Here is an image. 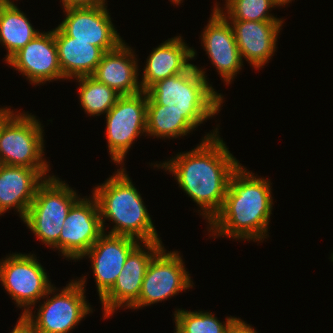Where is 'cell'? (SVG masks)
I'll use <instances>...</instances> for the list:
<instances>
[{
    "instance_id": "6da1fadb",
    "label": "cell",
    "mask_w": 333,
    "mask_h": 333,
    "mask_svg": "<svg viewBox=\"0 0 333 333\" xmlns=\"http://www.w3.org/2000/svg\"><path fill=\"white\" fill-rule=\"evenodd\" d=\"M217 130L208 133L189 152L179 153L162 165L155 166L174 174L181 189L203 210L201 215L208 223L221 210L229 180L240 165Z\"/></svg>"
},
{
    "instance_id": "7a4b0ae2",
    "label": "cell",
    "mask_w": 333,
    "mask_h": 333,
    "mask_svg": "<svg viewBox=\"0 0 333 333\" xmlns=\"http://www.w3.org/2000/svg\"><path fill=\"white\" fill-rule=\"evenodd\" d=\"M271 190L269 179L257 178L239 165L229 180L221 210L209 222V232L238 240H264L273 209Z\"/></svg>"
},
{
    "instance_id": "3957f363",
    "label": "cell",
    "mask_w": 333,
    "mask_h": 333,
    "mask_svg": "<svg viewBox=\"0 0 333 333\" xmlns=\"http://www.w3.org/2000/svg\"><path fill=\"white\" fill-rule=\"evenodd\" d=\"M121 169V170H120ZM93 190L100 211L103 232L105 219L115 223L111 235L129 236L140 242L161 241L140 193L122 167Z\"/></svg>"
},
{
    "instance_id": "277c9868",
    "label": "cell",
    "mask_w": 333,
    "mask_h": 333,
    "mask_svg": "<svg viewBox=\"0 0 333 333\" xmlns=\"http://www.w3.org/2000/svg\"><path fill=\"white\" fill-rule=\"evenodd\" d=\"M203 69L192 64L185 72L153 84L146 92L159 105L188 112L199 124L221 109L223 96L208 84Z\"/></svg>"
},
{
    "instance_id": "5b68a950",
    "label": "cell",
    "mask_w": 333,
    "mask_h": 333,
    "mask_svg": "<svg viewBox=\"0 0 333 333\" xmlns=\"http://www.w3.org/2000/svg\"><path fill=\"white\" fill-rule=\"evenodd\" d=\"M20 114V115H19ZM0 108V163L49 169L43 159L44 137L40 121L28 113Z\"/></svg>"
},
{
    "instance_id": "8992f818",
    "label": "cell",
    "mask_w": 333,
    "mask_h": 333,
    "mask_svg": "<svg viewBox=\"0 0 333 333\" xmlns=\"http://www.w3.org/2000/svg\"><path fill=\"white\" fill-rule=\"evenodd\" d=\"M46 177L38 186L23 222L42 243L53 247L59 241L63 223L79 196L54 175Z\"/></svg>"
},
{
    "instance_id": "52a82bcc",
    "label": "cell",
    "mask_w": 333,
    "mask_h": 333,
    "mask_svg": "<svg viewBox=\"0 0 333 333\" xmlns=\"http://www.w3.org/2000/svg\"><path fill=\"white\" fill-rule=\"evenodd\" d=\"M0 281L15 304L20 308L25 307L22 314H26L32 305L35 306L40 298L57 290L33 254L14 253L1 260Z\"/></svg>"
},
{
    "instance_id": "ba28073f",
    "label": "cell",
    "mask_w": 333,
    "mask_h": 333,
    "mask_svg": "<svg viewBox=\"0 0 333 333\" xmlns=\"http://www.w3.org/2000/svg\"><path fill=\"white\" fill-rule=\"evenodd\" d=\"M147 92L120 96L106 113V136L111 159L120 165L133 141L147 133Z\"/></svg>"
},
{
    "instance_id": "9c48e42d",
    "label": "cell",
    "mask_w": 333,
    "mask_h": 333,
    "mask_svg": "<svg viewBox=\"0 0 333 333\" xmlns=\"http://www.w3.org/2000/svg\"><path fill=\"white\" fill-rule=\"evenodd\" d=\"M72 280L60 293L41 304L37 316L31 309L25 314L38 333H68L85 315L92 312L84 296L86 282Z\"/></svg>"
},
{
    "instance_id": "30bf717a",
    "label": "cell",
    "mask_w": 333,
    "mask_h": 333,
    "mask_svg": "<svg viewBox=\"0 0 333 333\" xmlns=\"http://www.w3.org/2000/svg\"><path fill=\"white\" fill-rule=\"evenodd\" d=\"M183 263L178 251L166 253L163 247L148 265L138 301L131 309L162 302L193 287L190 274Z\"/></svg>"
},
{
    "instance_id": "8fae6325",
    "label": "cell",
    "mask_w": 333,
    "mask_h": 333,
    "mask_svg": "<svg viewBox=\"0 0 333 333\" xmlns=\"http://www.w3.org/2000/svg\"><path fill=\"white\" fill-rule=\"evenodd\" d=\"M91 199L79 198L72 205L63 223L59 241L52 247L68 259H82L104 233L98 202L94 195Z\"/></svg>"
},
{
    "instance_id": "7c38bea8",
    "label": "cell",
    "mask_w": 333,
    "mask_h": 333,
    "mask_svg": "<svg viewBox=\"0 0 333 333\" xmlns=\"http://www.w3.org/2000/svg\"><path fill=\"white\" fill-rule=\"evenodd\" d=\"M140 243L129 253L113 287L100 299L104 319L113 315L119 307L131 308L141 292L142 282L152 258L164 247L162 241Z\"/></svg>"
},
{
    "instance_id": "4fadbf2b",
    "label": "cell",
    "mask_w": 333,
    "mask_h": 333,
    "mask_svg": "<svg viewBox=\"0 0 333 333\" xmlns=\"http://www.w3.org/2000/svg\"><path fill=\"white\" fill-rule=\"evenodd\" d=\"M66 18L58 27L75 41L89 42L104 52L116 49L122 42L111 22L107 6L65 8Z\"/></svg>"
},
{
    "instance_id": "5bb4252c",
    "label": "cell",
    "mask_w": 333,
    "mask_h": 333,
    "mask_svg": "<svg viewBox=\"0 0 333 333\" xmlns=\"http://www.w3.org/2000/svg\"><path fill=\"white\" fill-rule=\"evenodd\" d=\"M7 63L26 76L32 84L62 79L54 29L50 32L39 33L16 52Z\"/></svg>"
},
{
    "instance_id": "9a60e30c",
    "label": "cell",
    "mask_w": 333,
    "mask_h": 333,
    "mask_svg": "<svg viewBox=\"0 0 333 333\" xmlns=\"http://www.w3.org/2000/svg\"><path fill=\"white\" fill-rule=\"evenodd\" d=\"M204 50L227 84L241 69L243 61L229 19L216 7L202 33Z\"/></svg>"
},
{
    "instance_id": "2e32d148",
    "label": "cell",
    "mask_w": 333,
    "mask_h": 333,
    "mask_svg": "<svg viewBox=\"0 0 333 333\" xmlns=\"http://www.w3.org/2000/svg\"><path fill=\"white\" fill-rule=\"evenodd\" d=\"M139 243L129 236L103 233L83 255L91 259L100 299L113 287L126 258Z\"/></svg>"
},
{
    "instance_id": "e0dca14e",
    "label": "cell",
    "mask_w": 333,
    "mask_h": 333,
    "mask_svg": "<svg viewBox=\"0 0 333 333\" xmlns=\"http://www.w3.org/2000/svg\"><path fill=\"white\" fill-rule=\"evenodd\" d=\"M48 171L0 163V216L13 207L23 220Z\"/></svg>"
},
{
    "instance_id": "ac0fdd59",
    "label": "cell",
    "mask_w": 333,
    "mask_h": 333,
    "mask_svg": "<svg viewBox=\"0 0 333 333\" xmlns=\"http://www.w3.org/2000/svg\"><path fill=\"white\" fill-rule=\"evenodd\" d=\"M241 58L254 68L264 66L276 51L277 36L283 21L230 20ZM270 58V59H269Z\"/></svg>"
},
{
    "instance_id": "d6986e66",
    "label": "cell",
    "mask_w": 333,
    "mask_h": 333,
    "mask_svg": "<svg viewBox=\"0 0 333 333\" xmlns=\"http://www.w3.org/2000/svg\"><path fill=\"white\" fill-rule=\"evenodd\" d=\"M132 51L122 42L116 49L105 52L91 76L121 96L142 92L137 75V58Z\"/></svg>"
},
{
    "instance_id": "ffe728a7",
    "label": "cell",
    "mask_w": 333,
    "mask_h": 333,
    "mask_svg": "<svg viewBox=\"0 0 333 333\" xmlns=\"http://www.w3.org/2000/svg\"><path fill=\"white\" fill-rule=\"evenodd\" d=\"M195 55V50L181 36L166 40L154 48L146 61L140 82L142 90L146 92L156 82L185 72L192 65L188 61Z\"/></svg>"
},
{
    "instance_id": "44dd1931",
    "label": "cell",
    "mask_w": 333,
    "mask_h": 333,
    "mask_svg": "<svg viewBox=\"0 0 333 333\" xmlns=\"http://www.w3.org/2000/svg\"><path fill=\"white\" fill-rule=\"evenodd\" d=\"M55 43L63 79L91 76L104 51L89 42L75 41L58 26L54 29Z\"/></svg>"
},
{
    "instance_id": "7402d4cb",
    "label": "cell",
    "mask_w": 333,
    "mask_h": 333,
    "mask_svg": "<svg viewBox=\"0 0 333 333\" xmlns=\"http://www.w3.org/2000/svg\"><path fill=\"white\" fill-rule=\"evenodd\" d=\"M200 124L188 113L177 112L156 104L147 94V135L157 138H177L194 130Z\"/></svg>"
},
{
    "instance_id": "603a6c76",
    "label": "cell",
    "mask_w": 333,
    "mask_h": 333,
    "mask_svg": "<svg viewBox=\"0 0 333 333\" xmlns=\"http://www.w3.org/2000/svg\"><path fill=\"white\" fill-rule=\"evenodd\" d=\"M39 33L11 0L0 9V43L8 50L6 62Z\"/></svg>"
},
{
    "instance_id": "cb8c5ba5",
    "label": "cell",
    "mask_w": 333,
    "mask_h": 333,
    "mask_svg": "<svg viewBox=\"0 0 333 333\" xmlns=\"http://www.w3.org/2000/svg\"><path fill=\"white\" fill-rule=\"evenodd\" d=\"M78 80L79 100L81 107L90 116H100L107 113L121 96L106 84L97 81L92 76H81Z\"/></svg>"
},
{
    "instance_id": "d4e9b609",
    "label": "cell",
    "mask_w": 333,
    "mask_h": 333,
    "mask_svg": "<svg viewBox=\"0 0 333 333\" xmlns=\"http://www.w3.org/2000/svg\"><path fill=\"white\" fill-rule=\"evenodd\" d=\"M174 333H228L237 317H227L222 324L213 314L203 311L178 310L174 313Z\"/></svg>"
},
{
    "instance_id": "484cf974",
    "label": "cell",
    "mask_w": 333,
    "mask_h": 333,
    "mask_svg": "<svg viewBox=\"0 0 333 333\" xmlns=\"http://www.w3.org/2000/svg\"><path fill=\"white\" fill-rule=\"evenodd\" d=\"M215 5V7L230 20L282 21L269 13L271 8L277 6L274 0H226L225 11L227 13L224 12L217 3Z\"/></svg>"
},
{
    "instance_id": "4316f807",
    "label": "cell",
    "mask_w": 333,
    "mask_h": 333,
    "mask_svg": "<svg viewBox=\"0 0 333 333\" xmlns=\"http://www.w3.org/2000/svg\"><path fill=\"white\" fill-rule=\"evenodd\" d=\"M63 8L97 7L106 5L105 0H61Z\"/></svg>"
},
{
    "instance_id": "83f0119b",
    "label": "cell",
    "mask_w": 333,
    "mask_h": 333,
    "mask_svg": "<svg viewBox=\"0 0 333 333\" xmlns=\"http://www.w3.org/2000/svg\"><path fill=\"white\" fill-rule=\"evenodd\" d=\"M11 333H38L33 323L26 317L25 314L20 315L16 326Z\"/></svg>"
},
{
    "instance_id": "f1b7e54d",
    "label": "cell",
    "mask_w": 333,
    "mask_h": 333,
    "mask_svg": "<svg viewBox=\"0 0 333 333\" xmlns=\"http://www.w3.org/2000/svg\"><path fill=\"white\" fill-rule=\"evenodd\" d=\"M228 333H257L256 330L253 329L252 326L245 323L243 320L238 318L231 328L229 329Z\"/></svg>"
},
{
    "instance_id": "f546056e",
    "label": "cell",
    "mask_w": 333,
    "mask_h": 333,
    "mask_svg": "<svg viewBox=\"0 0 333 333\" xmlns=\"http://www.w3.org/2000/svg\"><path fill=\"white\" fill-rule=\"evenodd\" d=\"M290 1L292 0H274L275 4L279 7V6H283L285 4L290 3Z\"/></svg>"
},
{
    "instance_id": "4dcf8cb0",
    "label": "cell",
    "mask_w": 333,
    "mask_h": 333,
    "mask_svg": "<svg viewBox=\"0 0 333 333\" xmlns=\"http://www.w3.org/2000/svg\"><path fill=\"white\" fill-rule=\"evenodd\" d=\"M10 0H0V9H2Z\"/></svg>"
},
{
    "instance_id": "1f68e13d",
    "label": "cell",
    "mask_w": 333,
    "mask_h": 333,
    "mask_svg": "<svg viewBox=\"0 0 333 333\" xmlns=\"http://www.w3.org/2000/svg\"><path fill=\"white\" fill-rule=\"evenodd\" d=\"M182 0H171V2L175 3V4H180Z\"/></svg>"
}]
</instances>
